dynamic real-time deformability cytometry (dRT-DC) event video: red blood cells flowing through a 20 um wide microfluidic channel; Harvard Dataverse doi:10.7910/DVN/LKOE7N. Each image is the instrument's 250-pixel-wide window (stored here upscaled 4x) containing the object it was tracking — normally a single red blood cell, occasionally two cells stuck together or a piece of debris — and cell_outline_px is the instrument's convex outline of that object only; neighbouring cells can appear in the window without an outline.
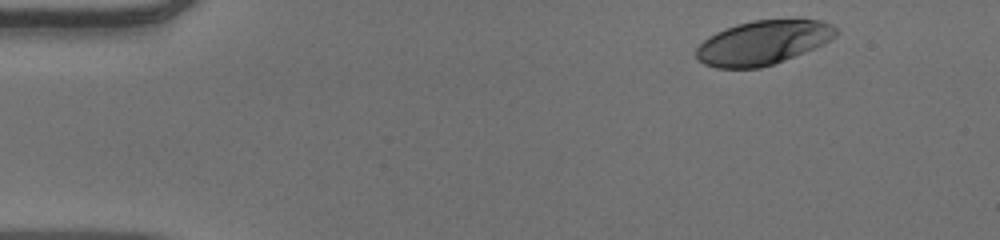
{"species": "human", "species_latin": "Homo sapiens", "temperature_condition": "warm", "stored_images_in_passage": 25, "camera_frame_rate_fps": 3000, "um_per_image_px": 0.085, "donor": {"sex": "male"}, "frame": {"image": 1, "passage_image": 1, "time_ms": 0.0, "image_size_px": [1000, 240], "cell_outline_px": [[836, 36], [824, 44], [784, 60], [760, 68], [716, 68], [704, 64], [696, 60], [696, 48], [708, 36], [724, 28], [736, 24], [752, 20], [820, 20], [832, 24], [836, 28]], "centroid_in_image_um": [64.81, 3.63], "position_along_channel_um": 20.2, "area_um2": 35.89}}
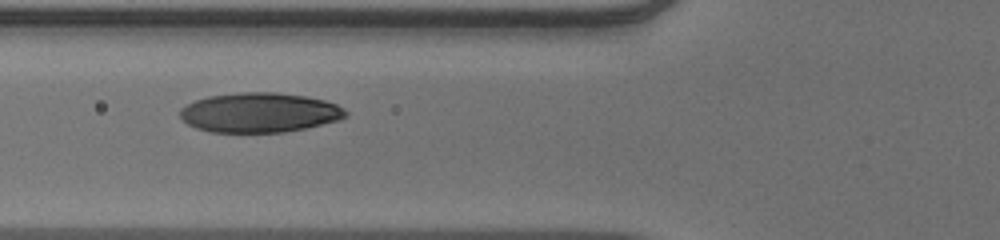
{"frame": {"image": 2, "passage_image": 15, "time_ms": 4.667, "image_size_px": [1000, 240], "cell_outline_px": [[348, 116], [340, 120], [304, 128], [284, 132], [212, 132], [196, 128], [188, 124], [180, 116], [180, 108], [196, 100], [208, 96], [244, 92], [276, 92], [304, 96], [324, 100], [336, 104], [344, 108], [348, 112]], "centroid_in_image_um": [22.08, 9.57], "position_along_channel_um": 103.7, "area_um2": 38.21}}
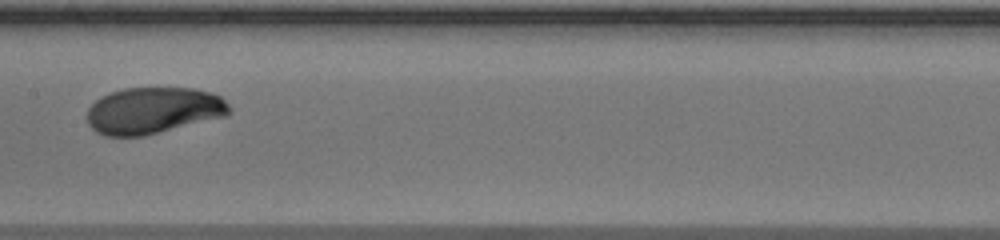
{"frame": {"image": 3, "passage_image": 22, "time_ms": 7.0, "image_size_px": [1000, 240], "cell_outline_px": [[232, 112], [228, 116], [144, 136], [108, 136], [96, 132], [88, 124], [88, 108], [96, 100], [112, 92], [124, 88], [192, 88], [208, 92], [220, 96], [232, 108]], "centroid_in_image_um": [13.07, 9.4], "position_along_channel_um": 194.3, "area_um2": 38.61}}